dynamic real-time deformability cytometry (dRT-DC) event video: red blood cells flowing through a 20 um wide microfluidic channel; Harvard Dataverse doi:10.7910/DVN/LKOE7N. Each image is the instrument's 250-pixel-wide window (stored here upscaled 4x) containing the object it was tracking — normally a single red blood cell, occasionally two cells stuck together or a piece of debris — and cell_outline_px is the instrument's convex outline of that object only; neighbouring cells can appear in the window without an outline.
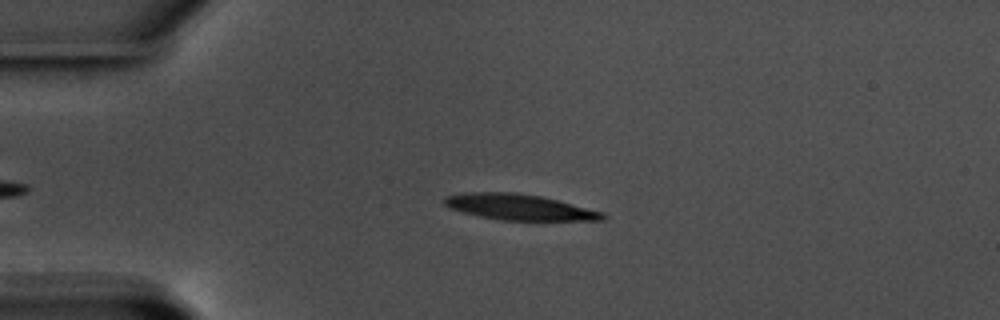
{"species": "common noctule bat (a hibernating species)", "species_latin": "Nyctalus noctula", "temperature_condition": "warm", "stored_images_in_passage": 48, "camera_frame_rate_fps": 3000, "um_per_image_px": 0.085, "animal": {"sex": "male", "body_mass_g": 17.5, "forearm_length_mm": 52.3}, "frame": {"image": 1, "passage_image": 10, "time_ms": 3.0, "image_size_px": [1000, 320], "cell_outline_px": [[608, 216], [604, 220], [504, 220], [480, 216], [464, 212], [452, 208], [444, 204], [444, 196], [464, 192], [512, 192], [540, 196], [604, 212]], "centroid_in_image_um": [44.14, 17.6], "position_along_channel_um": 40.9, "area_um2": 23.52}}
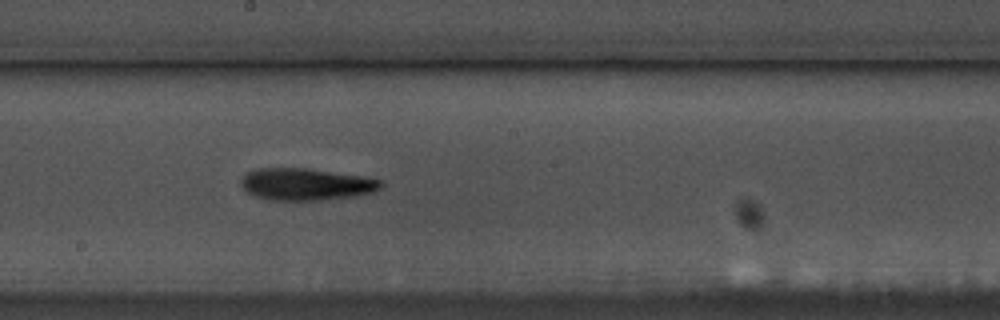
{"frame": {"image": 2, "passage_image": 28, "time_ms": 9.0, "image_size_px": [1000, 320], "cell_outline_px": [[384, 184], [380, 188], [372, 192], [356, 196], [320, 200], [268, 200], [256, 196], [248, 192], [240, 184], [240, 180], [244, 172], [256, 168], [308, 168], [360, 176], [380, 180]], "centroid_in_image_um": [25.96, 15.65], "position_along_channel_um": 222.2, "area_um2": 26.13}}
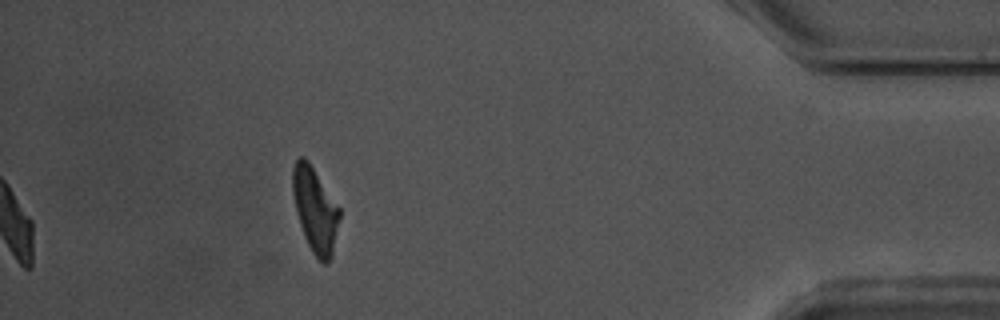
{"frame": {"image": 3, "passage_image": 48, "time_ms": 15.667, "image_size_px": [1000, 320], "cell_outline_px": [[340, 216], [332, 256], [328, 264], [324, 264], [312, 252], [304, 236], [300, 224], [292, 192], [292, 168], [296, 160], [300, 156], [304, 156], [308, 160], [340, 208]], "centroid_in_image_um": [26.78, 17.83], "position_along_channel_um": 408.4, "area_um2": 23.0}, "authors_computed_cell_mechanics": {"area_um2": 24.1604, "velocity_mm_per_s": 3.5444, "shape_relaxation_time_tau1_ms": 3.4198, "shape_relaxation_time_tau2_ms": 6.249, "deformation_change_tau1": 0.1618, "deformation_change_tau2": 0.1918}}